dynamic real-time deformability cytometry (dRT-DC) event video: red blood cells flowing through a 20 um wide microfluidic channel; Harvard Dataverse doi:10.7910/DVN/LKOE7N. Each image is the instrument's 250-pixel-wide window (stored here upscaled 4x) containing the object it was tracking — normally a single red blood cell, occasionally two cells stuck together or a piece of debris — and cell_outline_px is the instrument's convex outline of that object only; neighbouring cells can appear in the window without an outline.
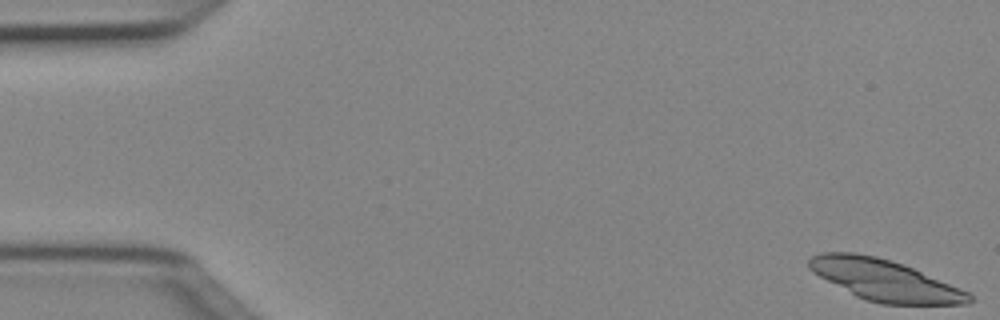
{"species": "Egyptian fruit bat (a non-hibernating species)", "species_latin": "Rousettus aegyptiacus", "temperature_condition": "cold", "stored_images_in_passage": 28, "camera_frame_rate_fps": 3000, "um_per_image_px": 0.085, "animal": {"sex": "female"}, "frame": {"image": 1, "passage_image": 1, "time_ms": 0.0, "image_size_px": [1000, 320], "cell_outline_px": [[972, 300], [968, 304], [880, 304], [856, 296], [812, 272], [808, 268], [808, 260], [812, 256], [820, 252], [852, 252], [876, 256], [892, 260], [912, 268], [968, 292], [972, 296]], "centroid_in_image_um": [75.15, 23.8], "position_along_channel_um": 9.8, "area_um2": 37.92}}
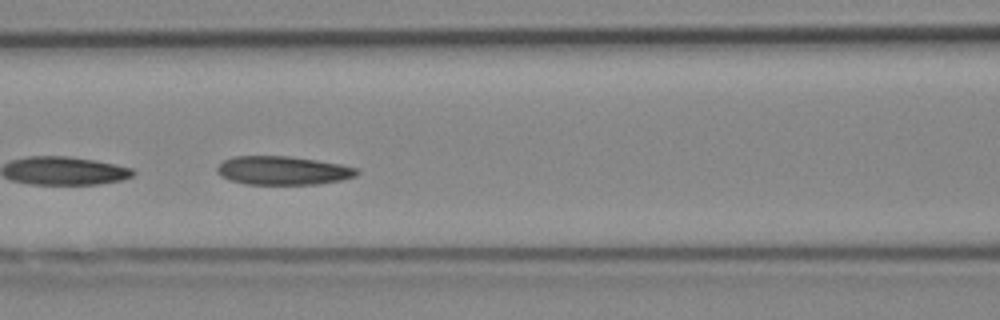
{"frame": {"image": 2, "passage_image": 22, "time_ms": 7.0, "image_size_px": [1000, 320], "cell_outline_px": [[360, 172], [356, 176], [344, 180], [316, 184], [244, 184], [220, 176], [216, 172], [216, 168], [224, 160], [236, 156], [288, 156], [316, 160], [340, 164], [356, 168]], "centroid_in_image_um": [24.05, 14.5], "position_along_channel_um": 142.5, "area_um2": 23.29}}